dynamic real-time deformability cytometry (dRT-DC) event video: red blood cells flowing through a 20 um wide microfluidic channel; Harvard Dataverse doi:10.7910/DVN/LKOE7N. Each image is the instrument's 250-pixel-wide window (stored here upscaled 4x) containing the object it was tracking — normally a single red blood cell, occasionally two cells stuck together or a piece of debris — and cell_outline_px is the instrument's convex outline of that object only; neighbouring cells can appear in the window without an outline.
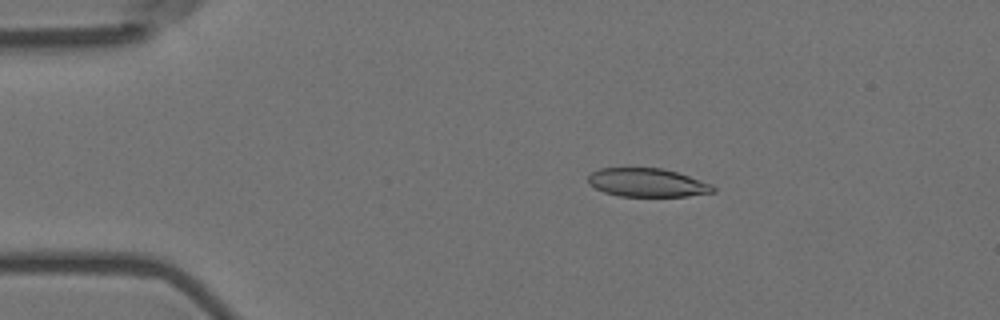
{"species": "Egyptian fruit bat (a non-hibernating species)", "species_latin": "Rousettus aegyptiacus", "temperature_condition": "room temperature", "stored_images_in_passage": 4, "camera_frame_rate_fps": 3000, "um_per_image_px": 0.085, "animal": {"sex": "female"}, "frame": {"image": 1, "passage_image": 3, "time_ms": 0.667, "image_size_px": [1000, 320], "cell_outline_px": [[716, 192], [688, 196], [620, 196], [604, 192], [588, 184], [588, 176], [592, 172], [600, 168], [664, 168], [712, 184], [716, 188]], "centroid_in_image_um": [55.03, 15.52], "position_along_channel_um": 30.0, "area_um2": 20.75}}